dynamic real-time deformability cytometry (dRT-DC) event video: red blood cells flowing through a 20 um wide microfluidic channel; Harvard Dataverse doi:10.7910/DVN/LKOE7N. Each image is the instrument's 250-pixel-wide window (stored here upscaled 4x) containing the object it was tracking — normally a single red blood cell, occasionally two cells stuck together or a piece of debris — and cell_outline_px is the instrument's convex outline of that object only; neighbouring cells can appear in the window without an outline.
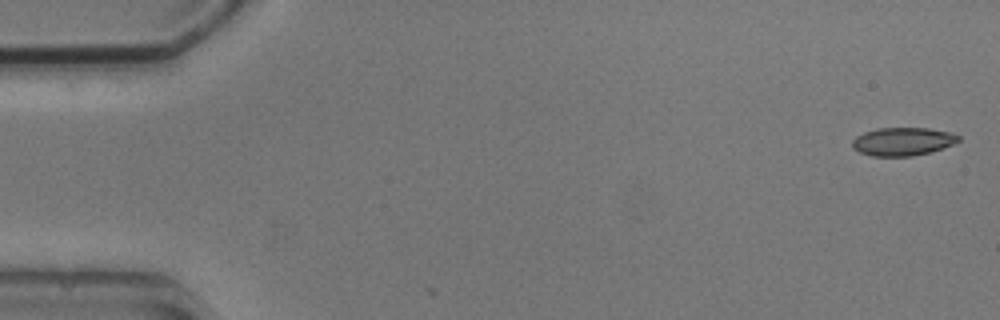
{"species": "common noctule bat (a hibernating species)", "species_latin": "Nyctalus noctula", "temperature_condition": "cold", "stored_images_in_passage": 6, "camera_frame_rate_fps": 3000, "um_per_image_px": 0.085, "animal": {"sex": "male", "body_mass_g": 20.5, "forearm_length_mm": 52.5}, "frame": {"image": 1, "passage_image": 1, "time_ms": 0.0, "image_size_px": [1000, 320], "cell_outline_px": [[960, 140], [952, 144], [928, 152], [912, 156], [872, 156], [860, 152], [852, 148], [852, 140], [856, 136], [864, 132], [876, 128], [928, 128], [952, 132], [960, 136]], "centroid_in_image_um": [76.7, 12.02], "position_along_channel_um": 8.3, "area_um2": 17.4}}
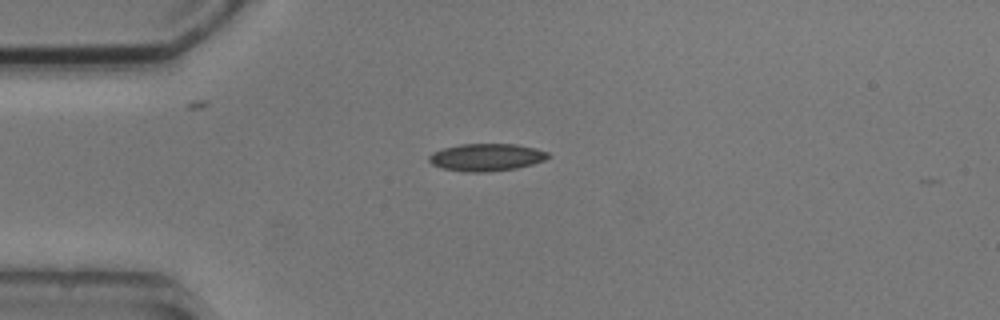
{"frame": {"image": 2, "passage_image": 4, "time_ms": 4.0, "image_size_px": [1000, 320], "cell_outline_px": [[552, 156], [544, 160], [532, 164], [516, 168], [488, 172], [464, 172], [440, 168], [432, 164], [428, 160], [428, 156], [432, 152], [444, 148], [460, 144], [516, 144], [536, 148], [548, 152]], "centroid_in_image_um": [41.33, 13.37], "position_along_channel_um": 43.7, "area_um2": 19.19}}
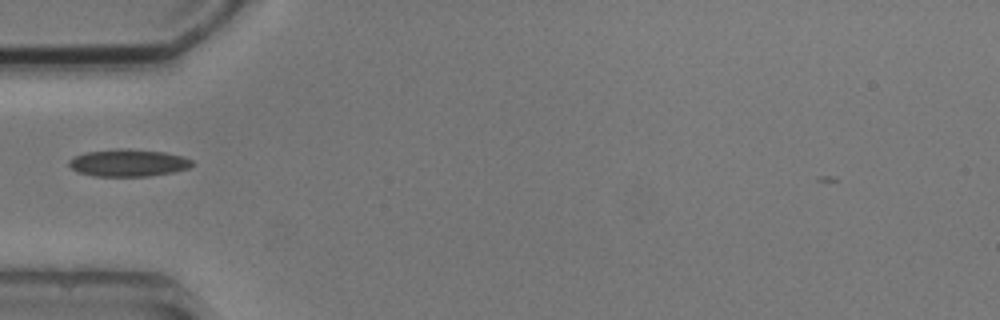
{"frame": {"image": 3, "passage_image": 5, "time_ms": 5.333, "image_size_px": [1000, 320], "cell_outline_px": [[196, 164], [188, 168], [172, 172], [148, 176], [92, 176], [80, 172], [72, 168], [68, 164], [68, 160], [84, 152], [116, 148], [128, 148], [164, 152], [184, 156], [192, 160]], "centroid_in_image_um": [10.92, 13.83], "position_along_channel_um": 74.1, "area_um2": 19.71}}